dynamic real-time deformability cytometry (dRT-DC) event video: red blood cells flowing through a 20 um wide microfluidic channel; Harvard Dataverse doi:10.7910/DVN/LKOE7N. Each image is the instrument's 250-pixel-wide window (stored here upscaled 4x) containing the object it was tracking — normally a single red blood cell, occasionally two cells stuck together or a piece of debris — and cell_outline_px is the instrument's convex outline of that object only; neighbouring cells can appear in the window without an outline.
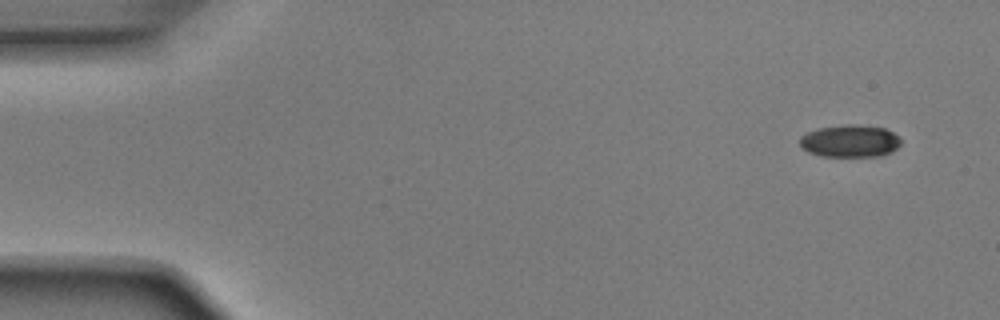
{"species": "Egyptian fruit bat (a non-hibernating species)", "species_latin": "Rousettus aegyptiacus", "temperature_condition": "room temperature", "stored_images_in_passage": 49, "camera_frame_rate_fps": 3000, "um_per_image_px": 0.085, "animal": {"sex": "male"}, "frame": {"image": 1, "passage_image": 1, "time_ms": 0.0, "image_size_px": [1000, 320], "cell_outline_px": [[900, 144], [896, 148], [880, 156], [820, 156], [808, 152], [800, 148], [800, 136], [816, 128], [844, 124], [852, 124], [884, 128], [900, 136]], "centroid_in_image_um": [72.2, 11.98], "position_along_channel_um": 12.8, "area_um2": 19.13}}
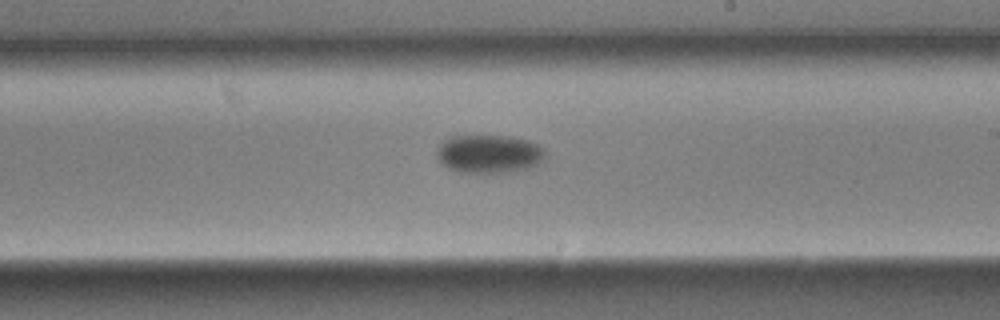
{"frame": {"image": 2, "passage_image": 28, "time_ms": 9.0, "image_size_px": [1000, 320], "cell_outline_px": [[544, 160], [540, 164], [532, 168], [508, 172], [456, 172], [448, 168], [436, 156], [436, 152], [440, 144], [444, 140], [452, 136], [508, 136], [528, 140], [544, 148]], "centroid_in_image_um": [41.59, 13.09], "position_along_channel_um": 247.4, "area_um2": 24.28}}
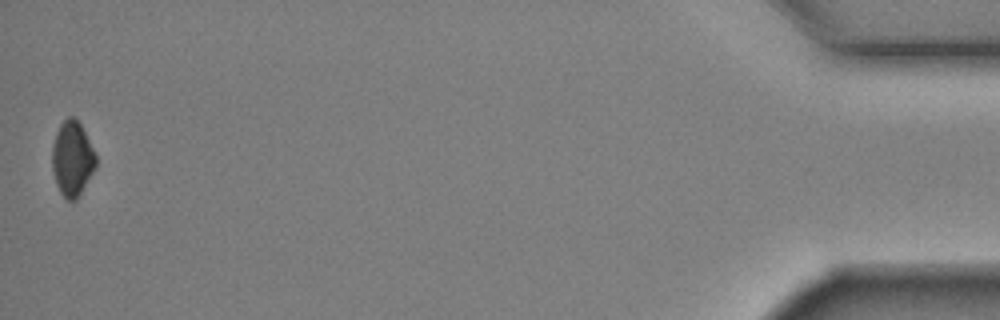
{"frame": {"image": 3, "passage_image": 49, "time_ms": 16.0, "image_size_px": [1000, 320], "cell_outline_px": [[96, 168], [76, 200], [68, 200], [60, 192], [56, 184], [52, 172], [52, 144], [56, 132], [60, 124], [68, 116], [72, 116], [80, 124], [96, 156]], "centroid_in_image_um": [6.12, 13.5], "position_along_channel_um": 429.1, "area_um2": 18.96}, "authors_computed_cell_mechanics": {"area_um2": 21.6172, "velocity_mm_per_s": 3.9262, "shape_relaxation_time_tau1_ms": 2.8886, "shape_relaxation_time_tau2_ms": null, "deformation_change_tau1": 0.116, "deformation_change_tau2": null}}